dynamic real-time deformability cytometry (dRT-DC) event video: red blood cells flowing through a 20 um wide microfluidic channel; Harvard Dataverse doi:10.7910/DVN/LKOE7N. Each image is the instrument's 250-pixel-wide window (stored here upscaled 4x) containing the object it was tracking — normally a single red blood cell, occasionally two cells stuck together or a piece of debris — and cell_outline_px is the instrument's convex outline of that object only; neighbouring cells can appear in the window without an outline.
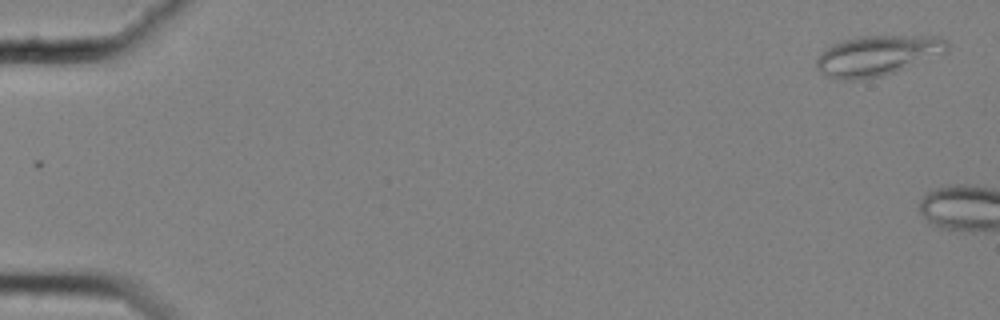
{"species": "common noctule bat (a hibernating species)", "species_latin": "Nyctalus noctula", "temperature_condition": "cold", "stored_images_in_passage": 5, "camera_frame_rate_fps": 3000, "um_per_image_px": 0.085, "animal": {"sex": "female", "body_mass_g": 25.1}, "frame": {"image": 1, "passage_image": 1, "time_ms": 0.0, "image_size_px": [1000, 320], "cell_outline_px": [[948, 52], [896, 72], [864, 80], [836, 80], [824, 76], [816, 68], [816, 60], [820, 52], [832, 44], [844, 40], [860, 36], [940, 36], [948, 40]], "centroid_in_image_um": [74.57, 4.74], "position_along_channel_um": 10.4, "area_um2": 31.15}}